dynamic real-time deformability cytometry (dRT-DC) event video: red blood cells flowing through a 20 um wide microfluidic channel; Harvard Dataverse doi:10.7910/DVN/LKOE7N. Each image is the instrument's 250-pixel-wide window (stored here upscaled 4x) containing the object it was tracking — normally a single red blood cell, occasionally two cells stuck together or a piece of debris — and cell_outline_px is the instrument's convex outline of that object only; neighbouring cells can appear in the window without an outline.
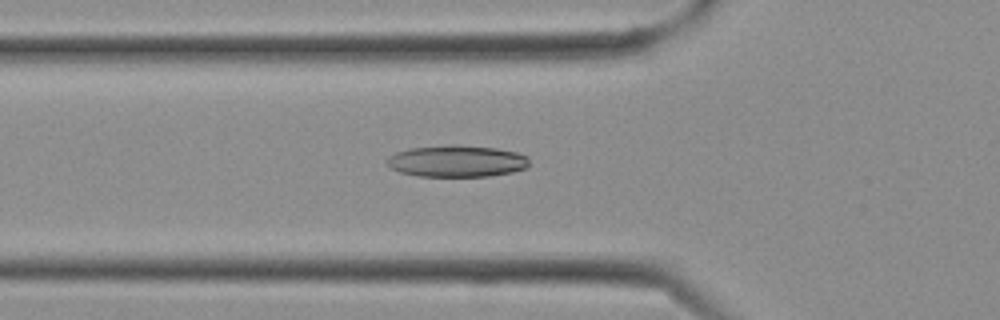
{"species": "Egyptian fruit bat (a non-hibernating species)", "species_latin": "Rousettus aegyptiacus", "temperature_condition": "cold", "stored_images_in_passage": 14, "camera_frame_rate_fps": 3000, "um_per_image_px": 0.085, "frame": {"image": 1, "passage_image": 10, "time_ms": 3.0, "image_size_px": [1000, 320], "cell_outline_px": [[528, 168], [512, 172], [488, 176], [420, 176], [400, 172], [392, 168], [384, 160], [388, 156], [396, 152], [408, 148], [452, 144], [496, 148], [516, 152], [528, 156]], "centroid_in_image_um": [38.82, 13.69], "position_along_channel_um": 87.0, "area_um2": 26.41}}
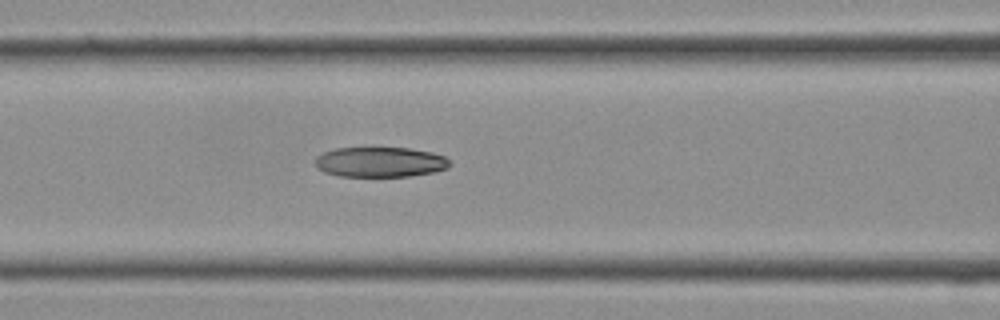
{"frame": {"image": 2, "passage_image": 12, "time_ms": 3.667, "image_size_px": [1000, 320], "cell_outline_px": [[452, 164], [448, 168], [432, 172], [408, 176], [336, 176], [324, 172], [316, 168], [316, 156], [324, 152], [336, 148], [408, 148], [432, 152], [444, 156]], "centroid_in_image_um": [32.3, 13.77], "position_along_channel_um": 134.3, "area_um2": 23.58}}
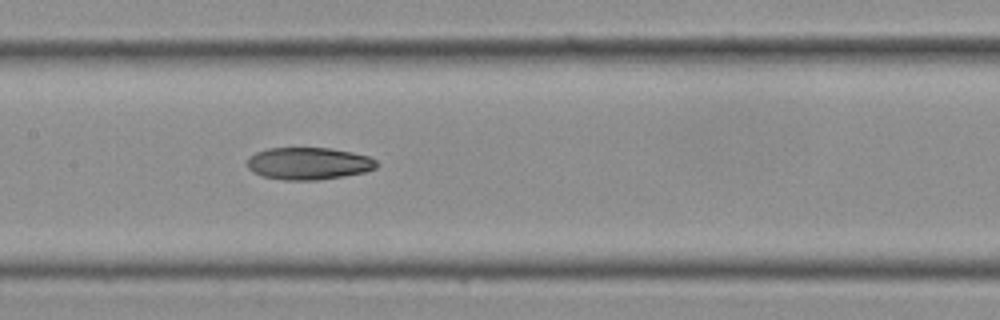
{"frame": {"image": 3, "passage_image": 14, "time_ms": 4.333, "image_size_px": [1000, 320], "cell_outline_px": [[380, 164], [376, 168], [364, 172], [344, 176], [320, 180], [284, 180], [264, 176], [252, 172], [248, 168], [248, 156], [256, 152], [268, 148], [332, 148], [352, 152], [368, 156], [376, 160]], "centroid_in_image_um": [26.25, 13.89], "position_along_channel_um": 181.2, "area_um2": 24.45}}